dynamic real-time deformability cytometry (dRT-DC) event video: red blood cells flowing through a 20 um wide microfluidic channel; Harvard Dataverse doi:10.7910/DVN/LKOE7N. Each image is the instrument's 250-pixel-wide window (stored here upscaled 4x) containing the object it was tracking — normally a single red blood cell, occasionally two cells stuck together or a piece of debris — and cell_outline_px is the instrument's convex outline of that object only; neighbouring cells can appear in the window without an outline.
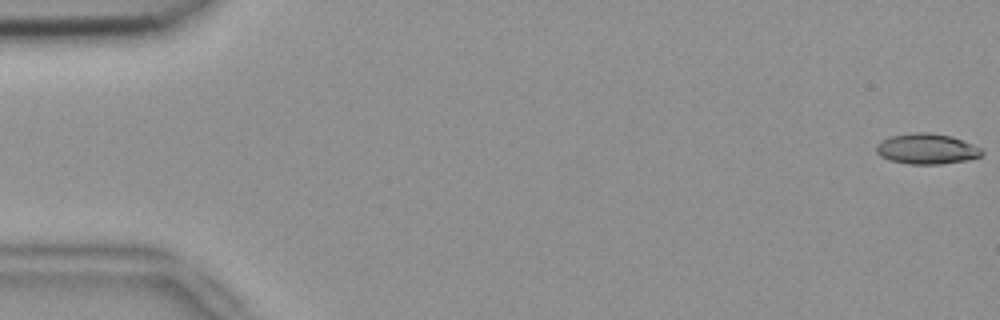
{"species": "common noctule bat (a hibernating species)", "species_latin": "Nyctalus noctula", "temperature_condition": "room temperature", "stored_images_in_passage": 54, "camera_frame_rate_fps": 3000, "um_per_image_px": 0.085, "animal": {"sex": "female", "body_mass_g": 18.4}, "frame": {"image": 1, "passage_image": 1, "time_ms": 0.0, "image_size_px": [1000, 320], "cell_outline_px": [[984, 152], [980, 156], [968, 160], [940, 164], [908, 164], [888, 160], [880, 156], [876, 152], [876, 144], [880, 140], [892, 136], [912, 132], [928, 132], [952, 136], [972, 144], [980, 148]], "centroid_in_image_um": [78.74, 12.65], "position_along_channel_um": 6.3, "area_um2": 18.9}}
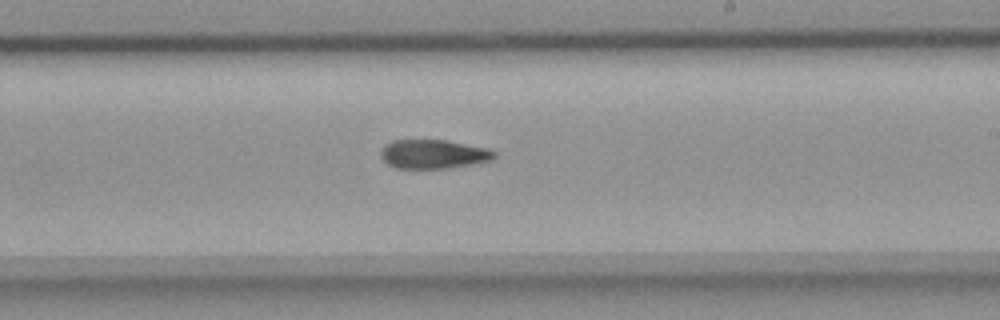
{"frame": {"image": 2, "passage_image": 32, "time_ms": 10.333, "image_size_px": [1000, 320], "cell_outline_px": [[496, 160], [448, 168], [396, 168], [388, 164], [380, 156], [380, 152], [392, 140], [448, 140], [488, 148], [496, 152]], "centroid_in_image_um": [36.91, 13.1], "position_along_channel_um": 252.1, "area_um2": 19.25}}
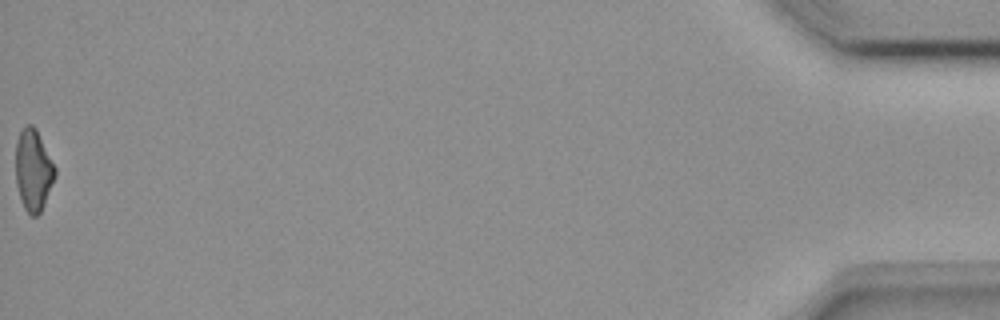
{"frame": {"image": 3, "passage_image": 54, "time_ms": 17.667, "image_size_px": [1000, 320], "cell_outline_px": [[56, 176], [44, 204], [40, 212], [36, 216], [32, 216], [24, 208], [16, 184], [16, 140], [20, 132], [28, 124], [32, 124], [36, 128], [56, 168]], "centroid_in_image_um": [2.84, 14.45], "position_along_channel_um": 432.4, "area_um2": 18.55}, "authors_computed_cell_mechanics": {"area_um2": 19.2474, "velocity_mm_per_s": 3.8301, "shape_relaxation_time_tau1_ms": null, "shape_relaxation_time_tau2_ms": 8.6403, "deformation_change_tau1": null, "deformation_change_tau2": 0.1894}}